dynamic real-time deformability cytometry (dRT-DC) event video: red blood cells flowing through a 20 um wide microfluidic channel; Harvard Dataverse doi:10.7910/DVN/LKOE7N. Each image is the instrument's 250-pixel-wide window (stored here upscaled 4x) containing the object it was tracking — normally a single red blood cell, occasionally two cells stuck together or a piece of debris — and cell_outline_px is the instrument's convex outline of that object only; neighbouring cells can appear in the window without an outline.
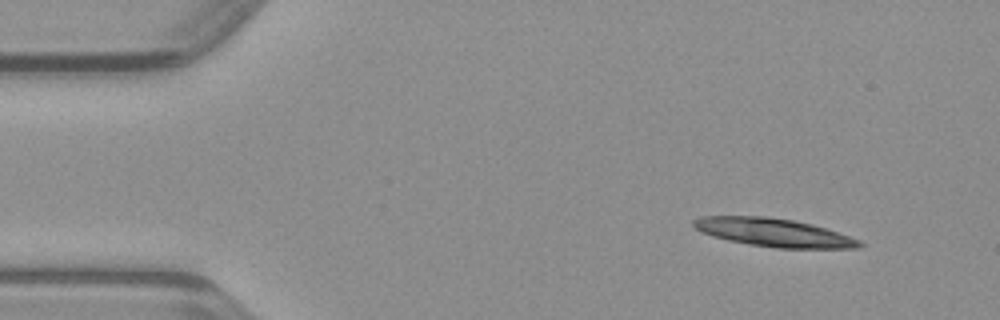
{"species": "common noctule bat (a hibernating species)", "species_latin": "Nyctalus noctula", "temperature_condition": "warm", "stored_images_in_passage": 22, "camera_frame_rate_fps": 3000, "um_per_image_px": 0.085, "animal": {"sex": "male", "body_mass_g": 23.1, "forearm_length_mm": 52.7}, "frame": {"image": 1, "passage_image": 1, "time_ms": 0.0, "image_size_px": [1000, 320], "cell_outline_px": [[864, 244], [860, 248], [776, 248], [748, 244], [728, 240], [712, 236], [700, 232], [692, 224], [692, 220], [700, 216], [768, 216], [792, 220], [812, 224], [860, 240]], "centroid_in_image_um": [65.72, 19.76], "position_along_channel_um": 19.3, "area_um2": 27.28}}
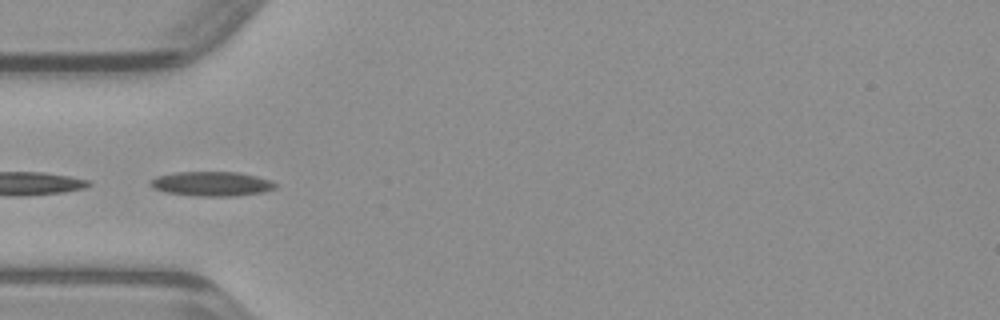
{"frame": {"image": 2, "passage_image": 11, "time_ms": 3.333, "image_size_px": [1000, 320], "cell_outline_px": [[276, 188], [264, 192], [232, 196], [192, 196], [164, 192], [152, 188], [148, 184], [148, 180], [156, 176], [176, 172], [240, 172], [272, 180], [276, 184]], "centroid_in_image_um": [17.95, 15.62], "position_along_channel_um": 67.1, "area_um2": 18.15}}
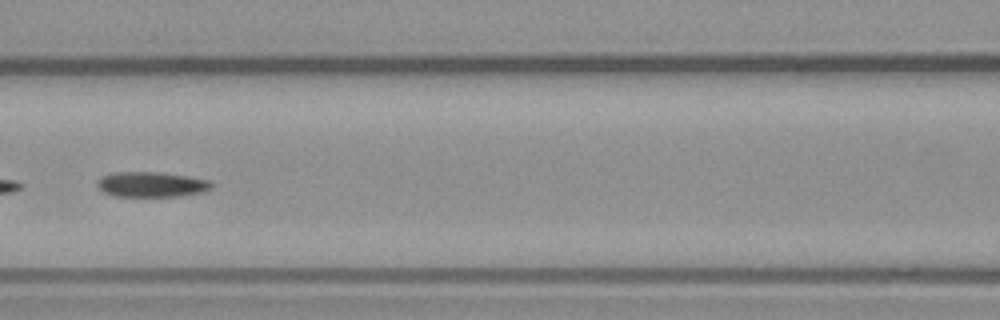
{"frame": {"image": 3, "passage_image": 17, "time_ms": 5.333, "image_size_px": [1000, 320], "cell_outline_px": [[212, 188], [204, 192], [176, 196], [112, 196], [104, 192], [96, 184], [96, 180], [100, 176], [116, 172], [156, 172], [188, 176], [208, 180], [212, 184]], "centroid_in_image_um": [12.84, 15.67], "position_along_channel_um": 153.8, "area_um2": 16.76}}